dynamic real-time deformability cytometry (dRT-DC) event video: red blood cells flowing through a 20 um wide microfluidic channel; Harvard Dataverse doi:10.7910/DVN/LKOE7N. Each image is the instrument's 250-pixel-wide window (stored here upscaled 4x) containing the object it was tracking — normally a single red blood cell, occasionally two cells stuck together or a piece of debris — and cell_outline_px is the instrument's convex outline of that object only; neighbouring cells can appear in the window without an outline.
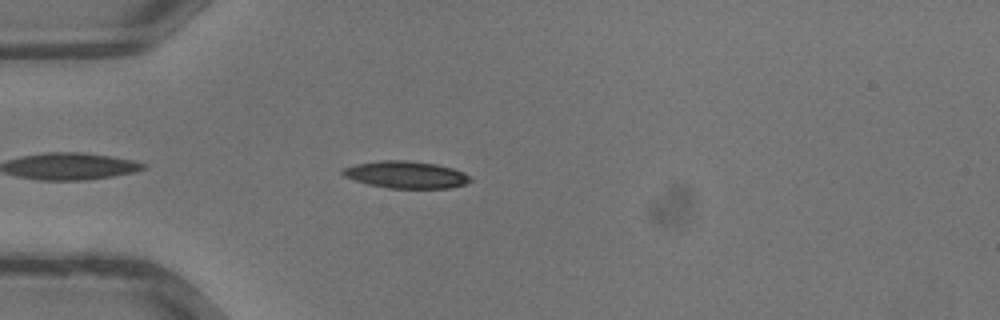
{"species": "common noctule bat (a hibernating species)", "species_latin": "Nyctalus noctula", "temperature_condition": "warm", "stored_images_in_passage": 23, "camera_frame_rate_fps": 3000, "um_per_image_px": 0.085, "animal": {"sex": "male", "body_mass_g": 13.3}, "frame": {"image": 1, "passage_image": 1, "time_ms": 0.0, "image_size_px": [1000, 320], "cell_outline_px": [[472, 180], [464, 184], [448, 188], [388, 188], [368, 184], [344, 176], [340, 172], [340, 168], [356, 164], [380, 160], [404, 160], [436, 164], [452, 168], [464, 172]], "centroid_in_image_um": [34.47, 14.84], "position_along_channel_um": 50.5, "area_um2": 20.06}}
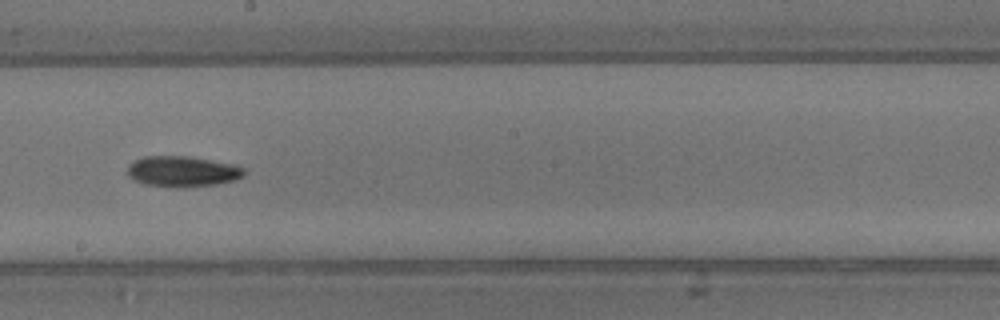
{"frame": {"image": 2, "passage_image": 11, "time_ms": 3.333, "image_size_px": [1000, 320], "cell_outline_px": [[244, 176], [232, 180], [216, 184], [180, 188], [144, 184], [128, 176], [128, 164], [144, 156], [192, 156], [232, 164], [244, 168]], "centroid_in_image_um": [15.49, 14.57], "position_along_channel_um": 232.7, "area_um2": 20.81}}
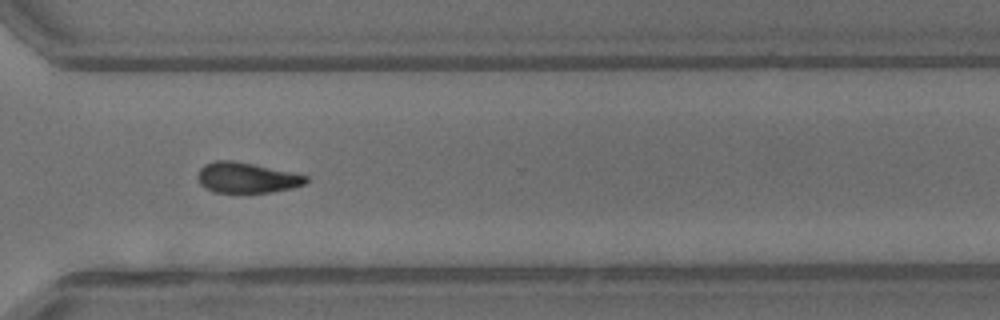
{"frame": {"image": 3, "passage_image": 17, "time_ms": 5.333, "image_size_px": [1000, 320], "cell_outline_px": [[308, 180], [304, 184], [292, 188], [272, 192], [216, 192], [204, 188], [200, 184], [196, 176], [200, 168], [204, 164], [216, 160], [232, 160], [292, 172], [308, 176]], "centroid_in_image_um": [20.93, 15.1], "position_along_channel_um": 349.7, "area_um2": 19.19}}